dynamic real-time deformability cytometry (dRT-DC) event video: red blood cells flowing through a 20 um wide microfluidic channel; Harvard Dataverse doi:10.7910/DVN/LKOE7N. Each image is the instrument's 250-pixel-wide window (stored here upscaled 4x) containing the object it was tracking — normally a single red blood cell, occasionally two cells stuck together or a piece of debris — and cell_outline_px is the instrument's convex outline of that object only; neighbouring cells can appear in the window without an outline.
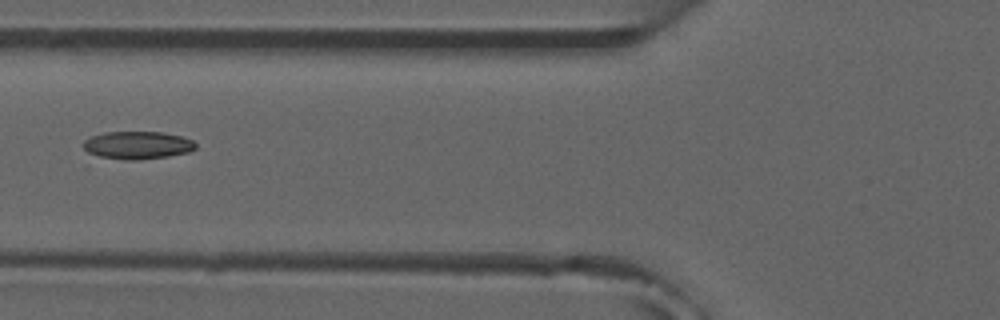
{"species": "common noctule bat (a hibernating species)", "species_latin": "Nyctalus noctula", "temperature_condition": "room temperature", "stored_images_in_passage": 6, "camera_frame_rate_fps": 3000, "um_per_image_px": 0.085, "animal": {"sex": "male", "forearm_length_mm": 52.5}, "frame": {"image": 1, "passage_image": 5, "time_ms": 4.667, "image_size_px": [1000, 320], "cell_outline_px": [[196, 148], [188, 152], [168, 156], [136, 160], [92, 160], [84, 148], [84, 140], [92, 136], [104, 132], [160, 132], [180, 136], [192, 140], [196, 144]], "centroid_in_image_um": [11.55, 12.38], "position_along_channel_um": 114.3, "area_um2": 18.79}}
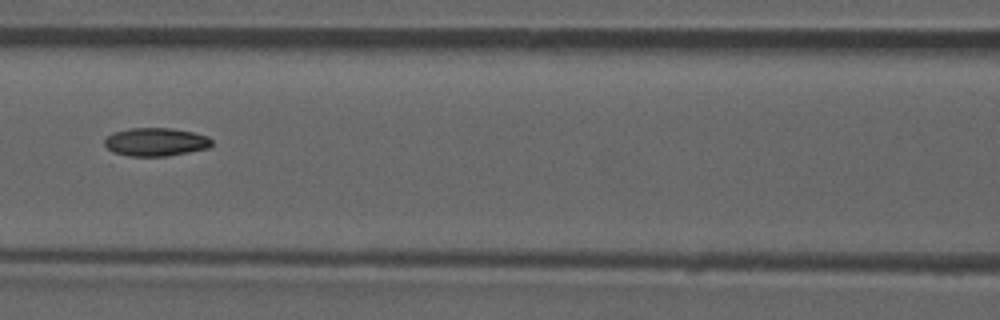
{"frame": {"image": 2, "passage_image": 6, "time_ms": 5.667, "image_size_px": [1000, 320], "cell_outline_px": [[212, 144], [208, 148], [168, 156], [128, 156], [112, 152], [104, 144], [104, 140], [112, 132], [132, 128], [172, 128], [192, 132], [208, 136], [212, 140]], "centroid_in_image_um": [13.23, 12.06], "position_along_channel_um": 153.4, "area_um2": 17.69}}